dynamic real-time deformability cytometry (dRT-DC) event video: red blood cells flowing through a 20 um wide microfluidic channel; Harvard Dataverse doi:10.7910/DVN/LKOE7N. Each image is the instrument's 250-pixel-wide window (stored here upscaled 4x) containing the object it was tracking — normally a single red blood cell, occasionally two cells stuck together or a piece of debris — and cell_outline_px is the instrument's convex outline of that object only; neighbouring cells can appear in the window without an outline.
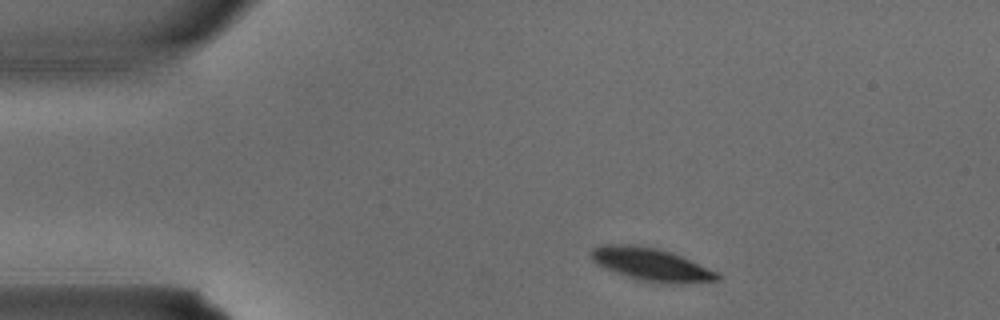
{"species": "common noctule bat (a hibernating species)", "species_latin": "Nyctalus noctula", "temperature_condition": "warm", "stored_images_in_passage": 2, "camera_frame_rate_fps": 3000, "um_per_image_px": 0.085, "animal": {"sex": "male", "body_mass_g": 15.6}, "frame": {"image": 1, "passage_image": 1, "time_ms": 0.0, "image_size_px": [1000, 320], "cell_outline_px": [[720, 280], [680, 284], [664, 284], [636, 280], [604, 268], [596, 264], [592, 260], [588, 252], [592, 248], [600, 244], [628, 244], [656, 248], [680, 256], [716, 272], [720, 276]], "centroid_in_image_um": [55.26, 22.49], "position_along_channel_um": 29.7, "area_um2": 24.22}}